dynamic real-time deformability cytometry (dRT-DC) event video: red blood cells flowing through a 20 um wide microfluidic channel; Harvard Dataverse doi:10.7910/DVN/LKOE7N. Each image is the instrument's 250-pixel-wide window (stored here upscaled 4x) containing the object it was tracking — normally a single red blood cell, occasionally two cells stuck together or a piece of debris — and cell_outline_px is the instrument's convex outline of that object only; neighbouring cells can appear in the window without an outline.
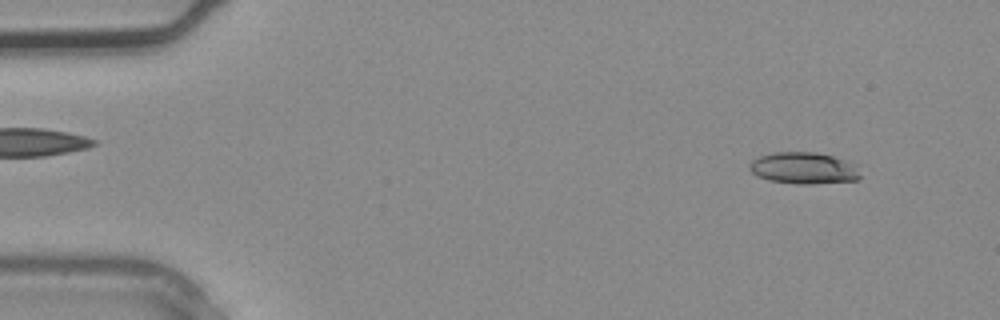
{"species": "common noctule bat (a hibernating species)", "species_latin": "Nyctalus noctula", "temperature_condition": "warm", "stored_images_in_passage": 3, "camera_frame_rate_fps": 3000, "um_per_image_px": 0.085, "animal": {"sex": "male", "body_mass_g": 20.4}, "frame": {"image": 1, "passage_image": 3, "time_ms": 0.667, "image_size_px": [1000, 320], "cell_outline_px": [[860, 176], [856, 180], [812, 184], [800, 184], [768, 180], [756, 176], [748, 168], [748, 164], [752, 160], [760, 156], [772, 152], [816, 152], [832, 156], [856, 164]], "centroid_in_image_um": [68.28, 14.29], "position_along_channel_um": 16.7, "area_um2": 20.46}}